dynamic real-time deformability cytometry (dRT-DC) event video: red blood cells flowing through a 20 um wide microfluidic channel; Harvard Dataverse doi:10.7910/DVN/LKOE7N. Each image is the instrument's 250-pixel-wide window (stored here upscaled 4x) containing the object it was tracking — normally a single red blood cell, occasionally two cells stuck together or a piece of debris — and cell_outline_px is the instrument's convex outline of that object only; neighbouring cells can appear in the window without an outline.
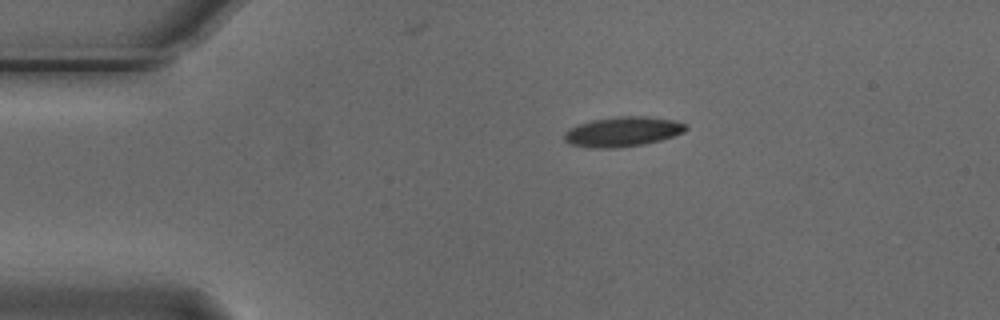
{"species": "Egyptian fruit bat (a non-hibernating species)", "species_latin": "Rousettus aegyptiacus", "temperature_condition": "cold", "stored_images_in_passage": 3, "camera_frame_rate_fps": 3000, "um_per_image_px": 0.085, "animal": {"sex": "male"}, "frame": {"image": 1, "passage_image": 1, "time_ms": 0.0, "image_size_px": [1000, 320], "cell_outline_px": [[688, 128], [684, 132], [660, 140], [644, 144], [616, 148], [592, 148], [572, 144], [564, 140], [564, 132], [568, 128], [592, 120], [620, 116], [644, 116], [672, 120], [684, 124]], "centroid_in_image_um": [52.9, 11.2], "position_along_channel_um": 32.1, "area_um2": 20.92}}
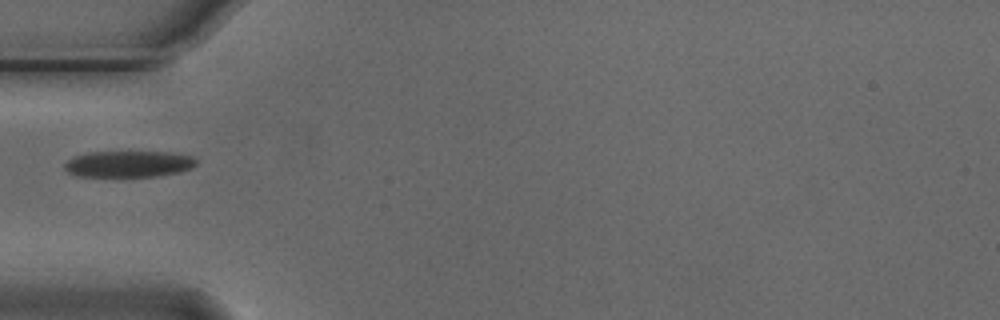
{"frame": {"image": 2, "passage_image": 3, "time_ms": 0.667, "image_size_px": [1000, 320], "cell_outline_px": [[196, 164], [192, 168], [180, 172], [160, 176], [120, 180], [80, 176], [68, 172], [64, 168], [64, 164], [72, 156], [88, 152], [172, 152], [196, 156]], "centroid_in_image_um": [10.93, 13.99], "position_along_channel_um": 74.1, "area_um2": 21.56}}